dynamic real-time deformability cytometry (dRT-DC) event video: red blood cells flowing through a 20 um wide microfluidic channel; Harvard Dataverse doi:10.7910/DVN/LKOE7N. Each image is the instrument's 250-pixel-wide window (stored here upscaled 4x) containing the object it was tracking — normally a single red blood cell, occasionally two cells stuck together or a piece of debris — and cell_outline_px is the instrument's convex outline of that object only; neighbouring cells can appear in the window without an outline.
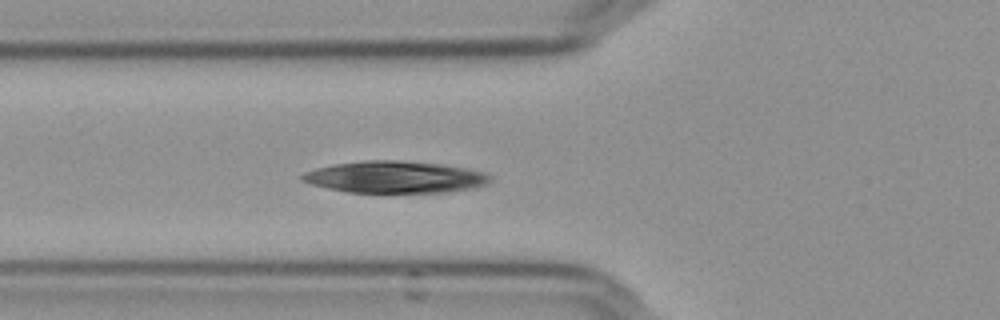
{"species": "Egyptian fruit bat (a non-hibernating species)", "species_latin": "Rousettus aegyptiacus", "temperature_condition": "cold", "stored_images_in_passage": 43, "camera_frame_rate_fps": 3000, "um_per_image_px": 0.085, "frame": {"image": 1, "passage_image": 7, "time_ms": 2.0, "image_size_px": [1000, 320], "cell_outline_px": [[492, 180], [488, 184], [476, 188], [448, 192], [348, 192], [328, 188], [312, 184], [300, 180], [300, 176], [304, 172], [316, 168], [332, 164], [364, 160], [396, 160], [444, 164], [484, 172], [492, 176]], "centroid_in_image_um": [33.6, 15.04], "position_along_channel_um": 92.2, "area_um2": 35.08}}
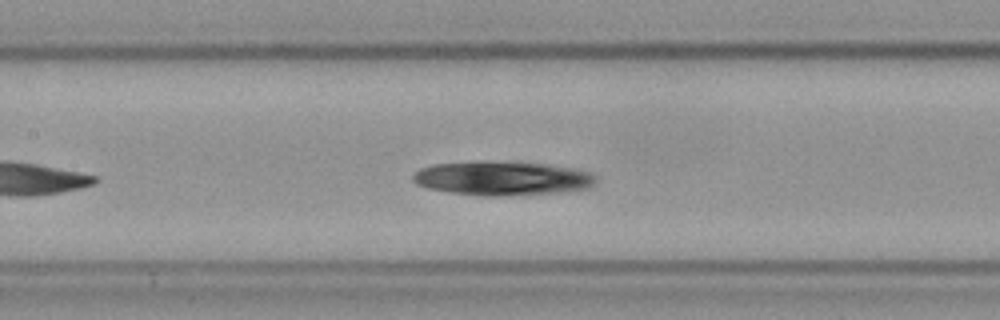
{"frame": {"image": 2, "passage_image": 13, "time_ms": 4.0, "image_size_px": [1000, 320], "cell_outline_px": [[596, 184], [592, 188], [556, 192], [496, 196], [488, 196], [452, 192], [428, 188], [416, 184], [412, 180], [412, 176], [420, 168], [436, 164], [544, 164], [572, 168], [592, 172], [596, 176]], "centroid_in_image_um": [42.77, 15.2], "position_along_channel_um": 164.6, "area_um2": 34.74}}